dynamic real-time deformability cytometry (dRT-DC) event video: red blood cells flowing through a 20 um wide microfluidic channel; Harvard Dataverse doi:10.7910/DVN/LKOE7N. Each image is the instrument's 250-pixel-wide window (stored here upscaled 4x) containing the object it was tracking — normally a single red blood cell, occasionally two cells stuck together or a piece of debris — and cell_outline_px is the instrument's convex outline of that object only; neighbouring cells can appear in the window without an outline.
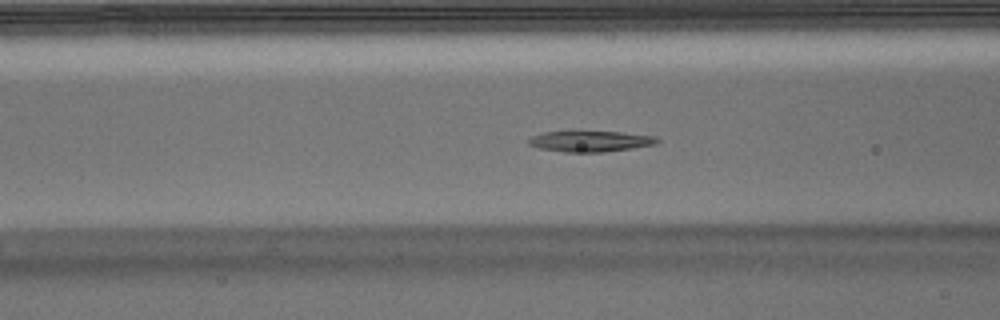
{"species": "Egyptian fruit bat (a non-hibernating species)", "species_latin": "Rousettus aegyptiacus", "temperature_condition": "warm", "stored_images_in_passage": 48, "camera_frame_rate_fps": 3000, "um_per_image_px": 0.085, "animal": {"sex": "male"}, "frame": {"image": 1, "passage_image": 15, "time_ms": 4.667, "image_size_px": [1000, 320], "cell_outline_px": [[660, 140], [656, 144], [632, 148], [604, 152], [564, 152], [540, 148], [528, 144], [528, 140], [532, 136], [544, 132], [572, 128], [620, 132], [656, 136]], "centroid_in_image_um": [50.14, 11.95], "position_along_channel_um": 116.5, "area_um2": 16.53}}
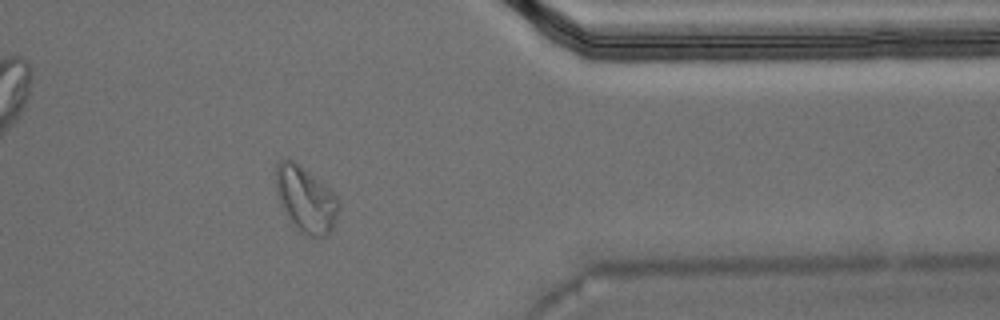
{"frame": {"image": 2, "passage_image": 38, "time_ms": 12.333, "image_size_px": [1000, 320], "cell_outline_px": [[340, 208], [332, 228], [324, 236], [308, 236], [288, 216], [280, 200], [276, 188], [276, 164], [280, 160], [288, 156], [300, 164], [332, 188], [340, 200]], "centroid_in_image_um": [26.03, 16.84], "position_along_channel_um": 385.4, "area_um2": 23.99}}
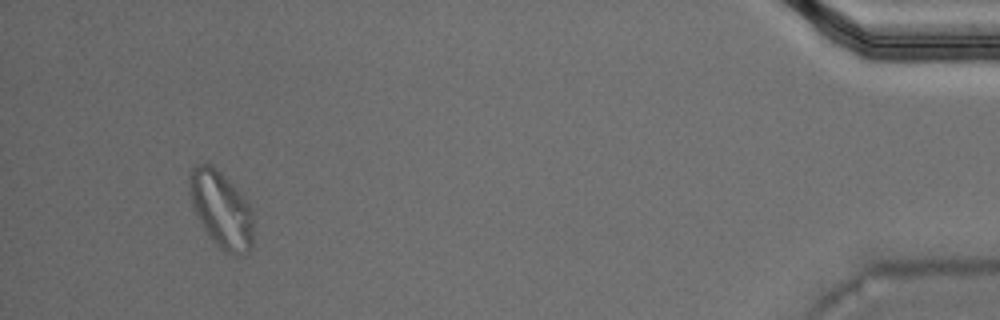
{"frame": {"image": 3, "passage_image": 45, "time_ms": 14.667, "image_size_px": [1000, 320], "cell_outline_px": [[252, 248], [244, 256], [224, 252], [208, 236], [196, 216], [188, 192], [188, 176], [192, 168], [196, 164], [212, 164], [236, 188], [248, 204], [252, 212]], "centroid_in_image_um": [18.77, 17.82], "position_along_channel_um": 416.4, "area_um2": 28.61}, "authors_computed_cell_mechanics": {"area_um2": 16.762, "velocity_mm_per_s": 3.7277, "shape_relaxation_time_tau1_ms": null, "shape_relaxation_time_tau2_ms": 9.8343, "deformation_change_tau1": null, "deformation_change_tau2": 0.2039}}